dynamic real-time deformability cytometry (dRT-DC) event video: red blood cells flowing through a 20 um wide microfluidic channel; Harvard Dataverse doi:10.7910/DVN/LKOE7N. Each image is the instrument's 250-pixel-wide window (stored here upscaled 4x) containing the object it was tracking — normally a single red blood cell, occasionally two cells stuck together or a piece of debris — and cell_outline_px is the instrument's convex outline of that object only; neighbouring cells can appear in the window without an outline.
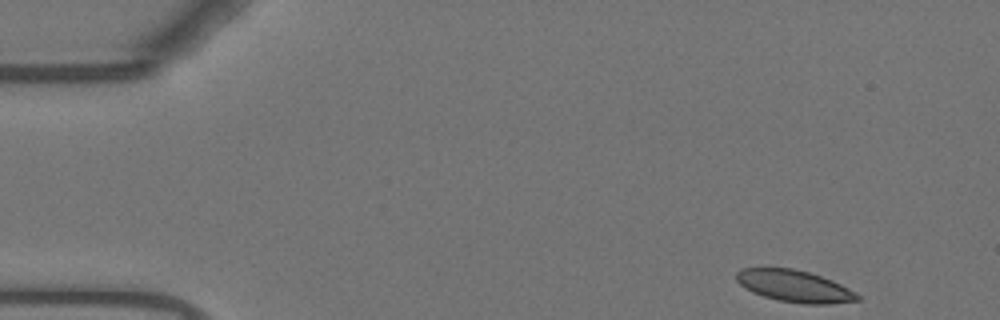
{"species": "Egyptian fruit bat (a non-hibernating species)", "species_latin": "Rousettus aegyptiacus", "temperature_condition": "warm", "stored_images_in_passage": 51, "camera_frame_rate_fps": 3000, "um_per_image_px": 0.085, "animal": {"sex": "female"}, "frame": {"image": 1, "passage_image": 1, "time_ms": 0.0, "image_size_px": [1000, 320], "cell_outline_px": [[860, 300], [828, 304], [804, 304], [780, 300], [764, 296], [752, 292], [744, 288], [736, 280], [736, 272], [740, 268], [792, 268], [808, 272], [832, 280], [848, 288], [860, 296]], "centroid_in_image_um": [67.5, 24.31], "position_along_channel_um": 17.5, "area_um2": 22.31}}
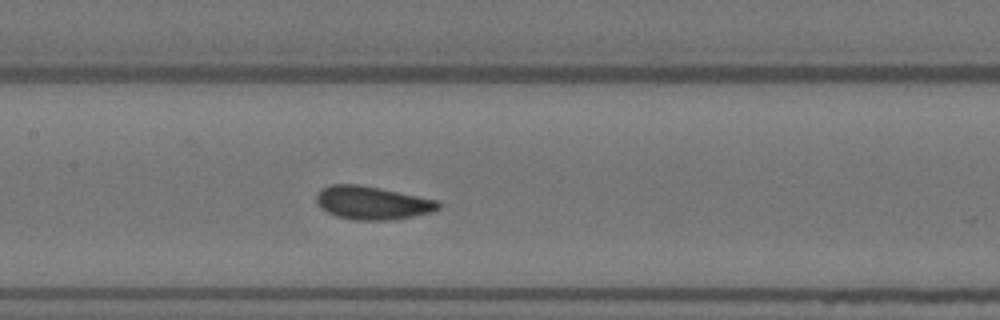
{"frame": {"image": 2, "passage_image": 22, "time_ms": 7.0, "image_size_px": [1000, 320], "cell_outline_px": [[440, 208], [432, 212], [412, 216], [388, 220], [352, 220], [336, 216], [320, 208], [316, 200], [316, 196], [320, 188], [332, 184], [356, 184], [380, 188], [436, 200], [440, 204]], "centroid_in_image_um": [31.6, 17.24], "position_along_channel_um": 175.8, "area_um2": 23.52}}
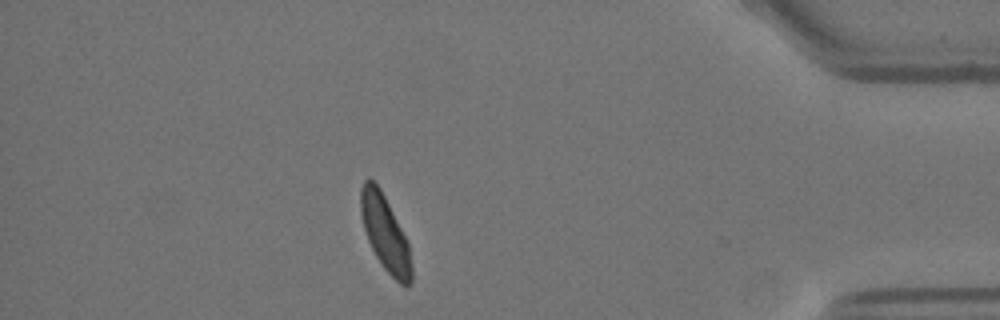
{"frame": {"image": 3, "passage_image": 44, "time_ms": 14.333, "image_size_px": [1000, 320], "cell_outline_px": [[412, 284], [408, 288], [400, 284], [384, 268], [376, 256], [368, 240], [364, 228], [360, 212], [360, 188], [364, 180], [368, 176], [380, 188], [408, 240], [412, 268]], "centroid_in_image_um": [32.75, 19.83], "position_along_channel_um": 402.5, "area_um2": 22.43}, "authors_computed_cell_mechanics": {"area_um2": 23.2356, "velocity_mm_per_s": 3.6885, "shape_relaxation_time_tau1_ms": 4.84, "shape_relaxation_time_tau2_ms": 0.5755, "deformation_change_tau1": 0.1003, "deformation_change_tau2": 0.0564}}